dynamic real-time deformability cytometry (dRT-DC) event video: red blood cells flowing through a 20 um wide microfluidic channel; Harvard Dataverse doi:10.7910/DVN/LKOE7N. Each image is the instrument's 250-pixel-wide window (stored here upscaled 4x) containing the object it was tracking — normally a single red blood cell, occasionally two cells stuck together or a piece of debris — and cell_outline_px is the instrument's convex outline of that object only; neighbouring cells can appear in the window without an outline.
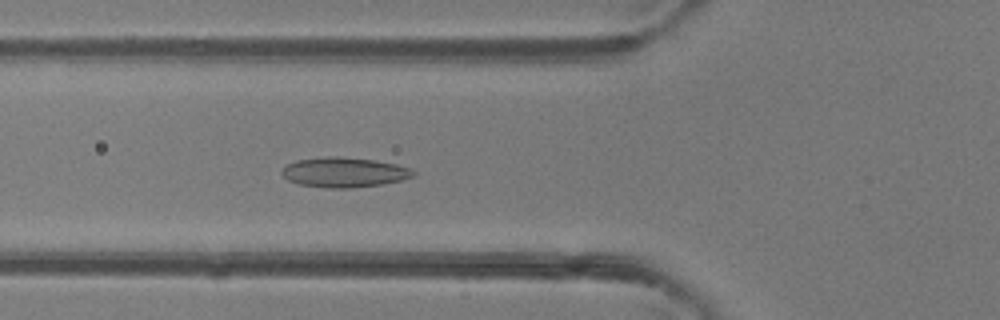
{"species": "common noctule bat (a hibernating species)", "species_latin": "Nyctalus noctula", "temperature_condition": "room temperature", "stored_images_in_passage": 40, "camera_frame_rate_fps": 3000, "um_per_image_px": 0.085, "animal": {"sex": "female"}, "frame": {"image": 1, "passage_image": 10, "time_ms": 3.0, "image_size_px": [1000, 320], "cell_outline_px": [[416, 176], [400, 180], [380, 184], [348, 188], [328, 188], [300, 184], [288, 180], [280, 172], [288, 164], [296, 160], [324, 156], [340, 156], [376, 160], [396, 164], [412, 168], [416, 172]], "centroid_in_image_um": [29.28, 14.63], "position_along_channel_um": 96.5, "area_um2": 22.95}}
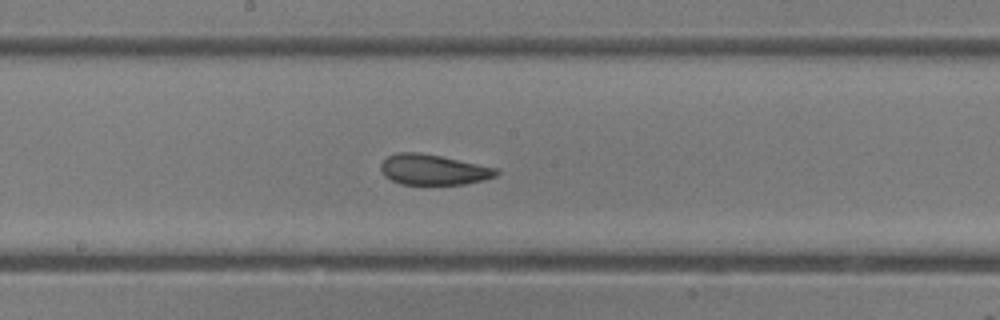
{"frame": {"image": 2, "passage_image": 18, "time_ms": 5.667, "image_size_px": [1000, 320], "cell_outline_px": [[500, 172], [496, 176], [484, 180], [464, 184], [400, 184], [384, 176], [380, 172], [380, 164], [388, 156], [396, 152], [420, 152], [440, 156], [496, 168]], "centroid_in_image_um": [36.79, 14.42], "position_along_channel_um": 211.4, "area_um2": 20.46}}
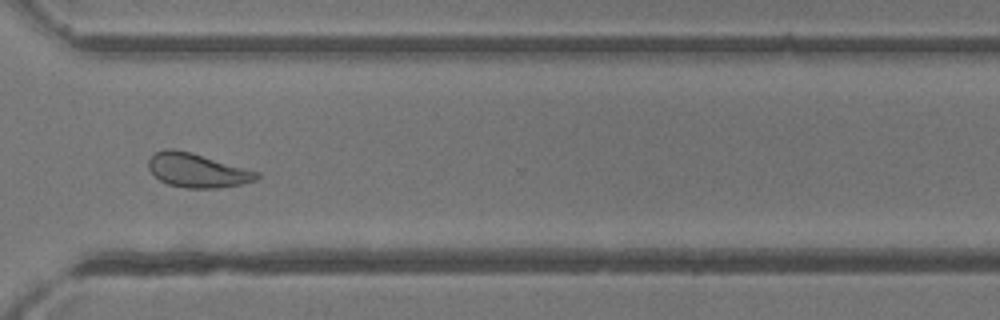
{"frame": {"image": 3, "passage_image": 28, "time_ms": 9.0, "image_size_px": [1000, 320], "cell_outline_px": [[260, 176], [256, 180], [240, 184], [216, 188], [184, 188], [168, 184], [160, 180], [148, 168], [148, 160], [156, 152], [164, 148], [172, 148], [192, 152], [260, 172]], "centroid_in_image_um": [16.76, 14.47], "position_along_channel_um": 353.8, "area_um2": 21.5}, "authors_computed_cell_mechanics": {"area_um2": 22.3108, "velocity_mm_per_s": 4.2843, "shape_relaxation_time_tau1_ms": 10.0318, "shape_relaxation_time_tau2_ms": 1.8785, "deformation_change_tau1": 0.1985, "deformation_change_tau2": 0.0794}}